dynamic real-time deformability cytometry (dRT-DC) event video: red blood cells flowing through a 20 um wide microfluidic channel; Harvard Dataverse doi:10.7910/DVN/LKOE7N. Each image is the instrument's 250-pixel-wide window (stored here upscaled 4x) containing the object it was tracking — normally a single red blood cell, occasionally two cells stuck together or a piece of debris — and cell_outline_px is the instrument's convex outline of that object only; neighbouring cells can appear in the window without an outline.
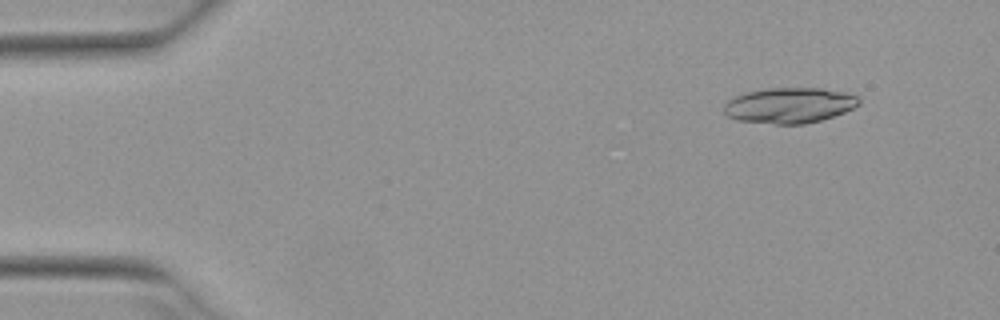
{"species": "Egyptian fruit bat (a non-hibernating species)", "species_latin": "Rousettus aegyptiacus", "temperature_condition": "warm", "stored_images_in_passage": 43, "segment_of_instrument_passage": [1, 2], "camera_frame_rate_fps": 3000, "um_per_image_px": 0.085, "animal": {"sex": "female"}, "frame": {"image": 1, "passage_image": 3, "time_ms": 0.667, "image_size_px": [1000, 320], "cell_outline_px": [[860, 104], [844, 112], [820, 120], [804, 124], [776, 124], [736, 120], [728, 116], [724, 112], [724, 104], [728, 100], [736, 96], [748, 92], [768, 88], [820, 88], [848, 92], [856, 96], [860, 100]], "centroid_in_image_um": [67.1, 8.95], "position_along_channel_um": 17.9, "area_um2": 27.86}}
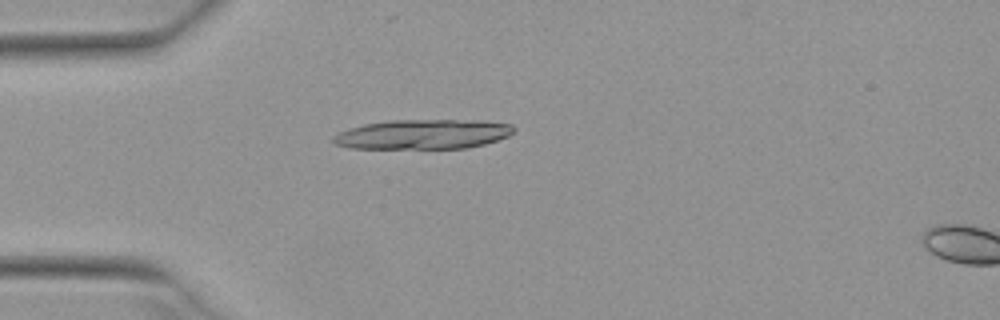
{"frame": {"image": 2, "passage_image": 12, "time_ms": 3.667, "image_size_px": [1000, 320], "cell_outline_px": [[516, 128], [508, 136], [484, 144], [468, 148], [348, 148], [336, 144], [332, 140], [332, 136], [348, 128], [364, 124], [392, 120], [484, 120], [512, 124]], "centroid_in_image_um": [35.96, 11.4], "position_along_channel_um": 49.0, "area_um2": 31.27}}